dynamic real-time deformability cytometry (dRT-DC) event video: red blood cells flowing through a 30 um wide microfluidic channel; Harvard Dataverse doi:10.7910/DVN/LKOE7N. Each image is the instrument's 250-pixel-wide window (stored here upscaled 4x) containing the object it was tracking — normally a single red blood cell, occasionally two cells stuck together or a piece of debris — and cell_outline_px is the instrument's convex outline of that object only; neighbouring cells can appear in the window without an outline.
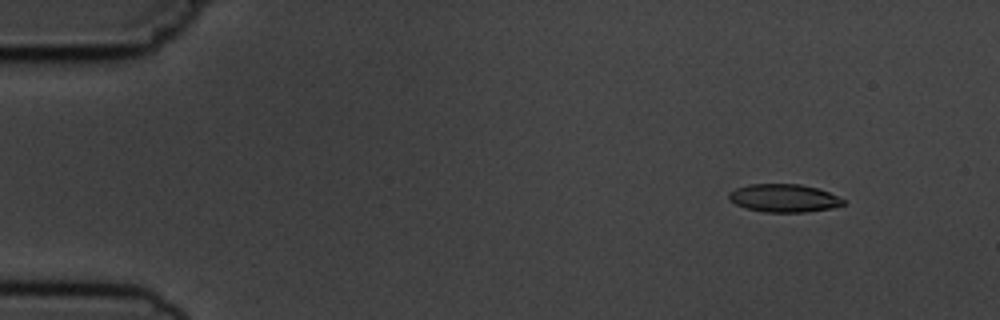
{"species": "common noctule bat (a hibernating species)", "species_latin": "Nyctalus noctula", "temperature_condition": "cold", "stored_images_in_passage": 4, "camera_frame_rate_fps": 3000, "um_per_image_px": 0.085, "animal": {"sex": "male", "body_mass_g": 19.5, "forearm_length_mm": 54.6}, "frame": {"image": 1, "passage_image": 2, "time_ms": 1.0, "image_size_px": [1000, 320], "cell_outline_px": [[844, 204], [832, 208], [808, 212], [764, 212], [744, 208], [728, 200], [728, 192], [736, 188], [748, 184], [800, 184], [816, 188], [828, 192], [844, 200]], "centroid_in_image_um": [66.58, 16.84], "position_along_channel_um": 18.4, "area_um2": 18.73}}